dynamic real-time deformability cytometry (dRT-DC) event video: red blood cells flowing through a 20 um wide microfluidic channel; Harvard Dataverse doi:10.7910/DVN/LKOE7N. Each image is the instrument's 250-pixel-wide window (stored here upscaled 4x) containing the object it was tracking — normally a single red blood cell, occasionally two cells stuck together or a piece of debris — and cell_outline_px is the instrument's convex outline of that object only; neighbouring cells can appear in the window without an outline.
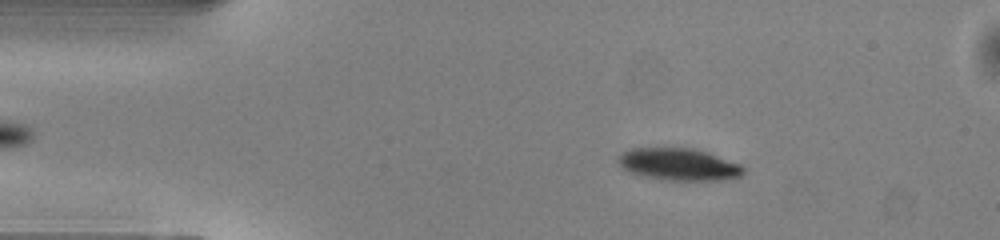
{"species": "common noctule bat (a hibernating species)", "species_latin": "Nyctalus noctula", "temperature_condition": "warm", "stored_images_in_passage": 40, "camera_frame_rate_fps": 3000, "um_per_image_px": 0.085, "animal": {"sex": "male", "body_mass_g": 13.0, "forearm_length_mm": 53.1}, "frame": {"image": 1, "passage_image": 6, "time_ms": 1.667, "image_size_px": [1000, 240], "cell_outline_px": [[744, 172], [740, 176], [724, 180], [664, 180], [644, 176], [632, 172], [624, 168], [616, 160], [616, 156], [620, 152], [632, 148], [692, 148], [708, 152], [740, 164], [744, 168]], "centroid_in_image_um": [57.68, 13.96], "position_along_channel_um": 27.3, "area_um2": 23.47}}
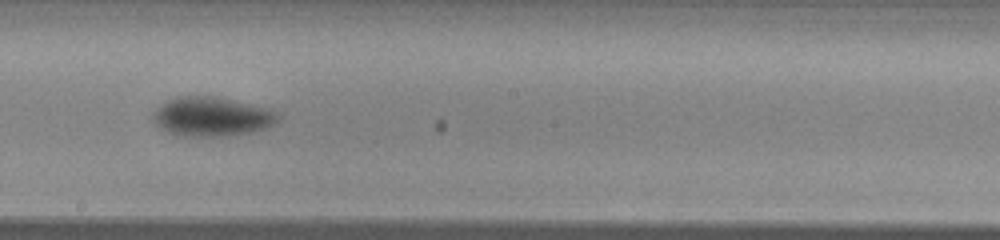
{"frame": {"image": 2, "passage_image": 25, "time_ms": 8.0, "image_size_px": [1000, 240], "cell_outline_px": [[280, 120], [276, 124], [268, 128], [252, 132], [228, 136], [176, 136], [160, 128], [152, 120], [152, 116], [156, 108], [168, 100], [176, 96], [212, 96], [268, 108], [280, 112]], "centroid_in_image_um": [18.03, 9.93], "position_along_channel_um": 230.2, "area_um2": 28.9}}
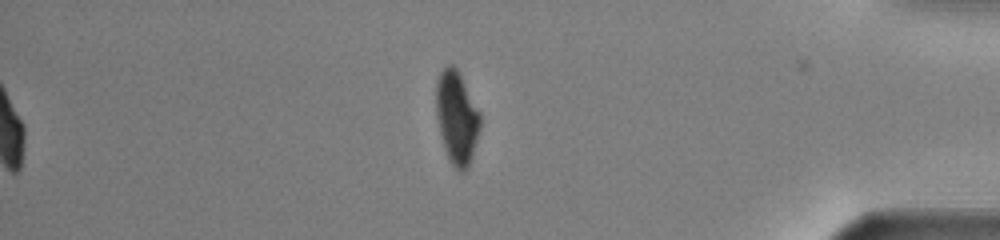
{"frame": {"image": 3, "passage_image": 40, "time_ms": 13.0, "image_size_px": [1000, 240], "cell_outline_px": [[480, 128], [472, 156], [468, 168], [464, 172], [460, 172], [448, 160], [444, 148], [440, 132], [436, 112], [436, 80], [440, 72], [448, 64], [452, 64], [456, 68], [480, 112]], "centroid_in_image_um": [38.81, 10.01], "position_along_channel_um": 396.4, "area_um2": 23.7}, "authors_computed_cell_mechanics": {"area_um2": 27.166, "velocity_mm_per_s": 4.0923, "shape_relaxation_time_tau1_ms": 2.4207, "shape_relaxation_time_tau2_ms": 1.3427, "deformation_change_tau1": 0.1199, "deformation_change_tau2": 0.0482}}